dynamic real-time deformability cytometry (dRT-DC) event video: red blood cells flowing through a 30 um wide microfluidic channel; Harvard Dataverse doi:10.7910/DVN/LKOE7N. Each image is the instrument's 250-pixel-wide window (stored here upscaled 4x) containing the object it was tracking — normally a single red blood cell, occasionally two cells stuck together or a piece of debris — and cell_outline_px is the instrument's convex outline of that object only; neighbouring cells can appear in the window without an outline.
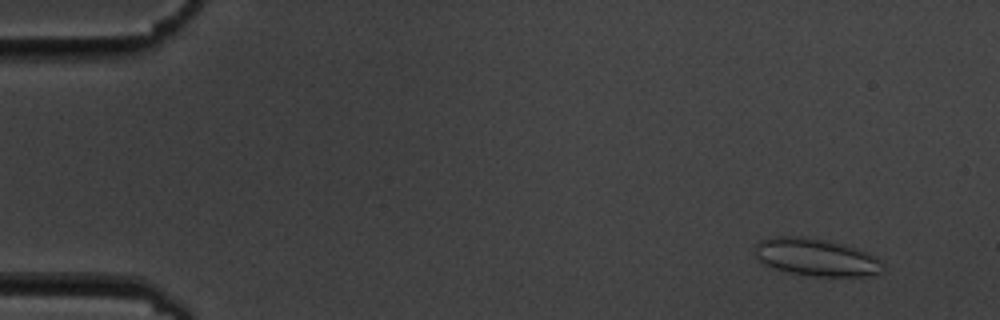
{"species": "common noctule bat (a hibernating species)", "species_latin": "Nyctalus noctula", "temperature_condition": "cold", "stored_images_in_passage": 56, "camera_frame_rate_fps": 3000, "um_per_image_px": 0.085, "animal": {"sex": "male", "body_mass_g": 19.5, "forearm_length_mm": 54.6}, "frame": {"image": 1, "passage_image": 5, "time_ms": 1.333, "image_size_px": [1000, 320], "cell_outline_px": [[884, 272], [868, 276], [812, 276], [788, 272], [764, 264], [756, 256], [756, 244], [760, 240], [772, 236], [804, 236], [840, 244], [868, 252], [876, 256], [884, 264]], "centroid_in_image_um": [69.4, 21.87], "position_along_channel_um": 15.6, "area_um2": 27.86}}
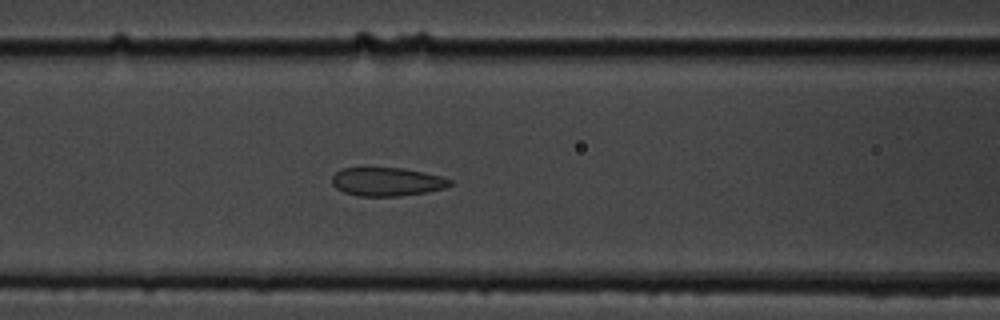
{"frame": {"image": 2, "passage_image": 24, "time_ms": 7.667, "image_size_px": [1000, 320], "cell_outline_px": [[452, 184], [444, 188], [428, 192], [400, 196], [356, 196], [344, 192], [336, 188], [332, 184], [332, 176], [340, 168], [404, 168], [424, 172], [440, 176], [452, 180]], "centroid_in_image_um": [32.88, 15.45], "position_along_channel_um": 133.7, "area_um2": 19.71}}
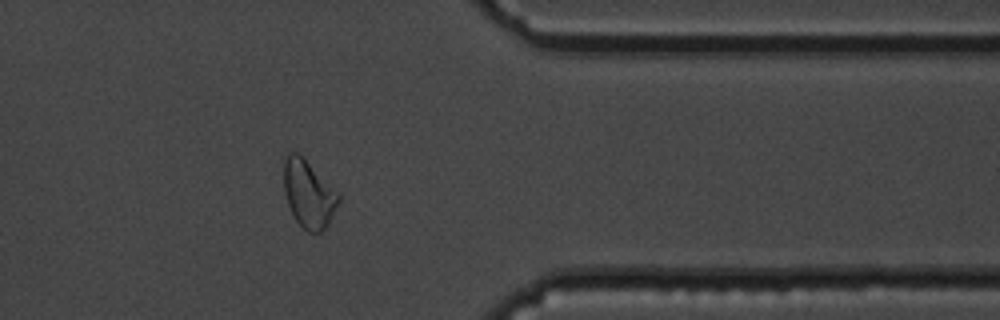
{"frame": {"image": 3, "passage_image": 46, "time_ms": 15.0, "image_size_px": [1000, 320], "cell_outline_px": [[340, 200], [328, 224], [320, 232], [308, 232], [296, 220], [288, 204], [284, 192], [284, 156], [288, 152], [296, 152], [340, 192]], "centroid_in_image_um": [26.24, 16.47], "position_along_channel_um": 385.2, "area_um2": 21.33}, "authors_computed_cell_mechanics": {"area_um2": 21.4438, "velocity_mm_per_s": 3.5956, "shape_relaxation_time_tau1_ms": 6.8211, "shape_relaxation_time_tau2_ms": 1.328, "deformation_change_tau1": 0.1295, "deformation_change_tau2": 0.0868}}